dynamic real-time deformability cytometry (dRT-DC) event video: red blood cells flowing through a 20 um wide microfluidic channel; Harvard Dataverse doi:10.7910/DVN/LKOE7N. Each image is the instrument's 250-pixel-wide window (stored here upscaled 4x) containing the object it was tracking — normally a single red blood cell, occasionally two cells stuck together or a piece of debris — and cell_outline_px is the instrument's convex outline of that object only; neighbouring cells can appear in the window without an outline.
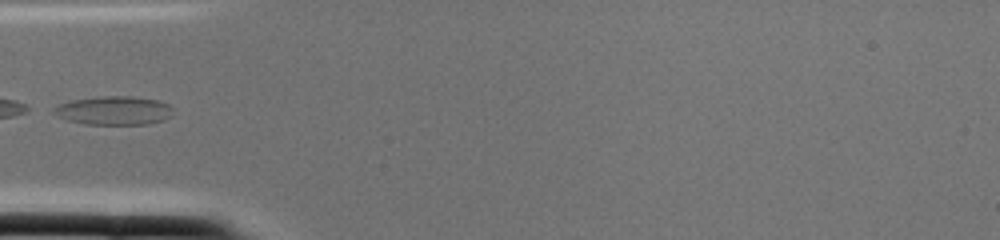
{"species": "common noctule bat (a hibernating species)", "species_latin": "Nyctalus noctula", "temperature_condition": "cold", "stored_images_in_passage": 2, "camera_frame_rate_fps": 3000, "um_per_image_px": 0.085, "animal": {"sex": "female", "body_mass_g": 22.0, "forearm_length_mm": 56.7}, "frame": {"image": 1, "passage_image": 2, "time_ms": 0.333, "image_size_px": [1000, 240], "cell_outline_px": [[172, 116], [164, 120], [148, 124], [84, 124], [68, 120], [52, 112], [52, 108], [60, 104], [72, 100], [100, 96], [132, 96], [160, 100], [168, 104], [172, 108]], "centroid_in_image_um": [9.72, 9.39], "position_along_channel_um": 75.3, "area_um2": 20.0}}